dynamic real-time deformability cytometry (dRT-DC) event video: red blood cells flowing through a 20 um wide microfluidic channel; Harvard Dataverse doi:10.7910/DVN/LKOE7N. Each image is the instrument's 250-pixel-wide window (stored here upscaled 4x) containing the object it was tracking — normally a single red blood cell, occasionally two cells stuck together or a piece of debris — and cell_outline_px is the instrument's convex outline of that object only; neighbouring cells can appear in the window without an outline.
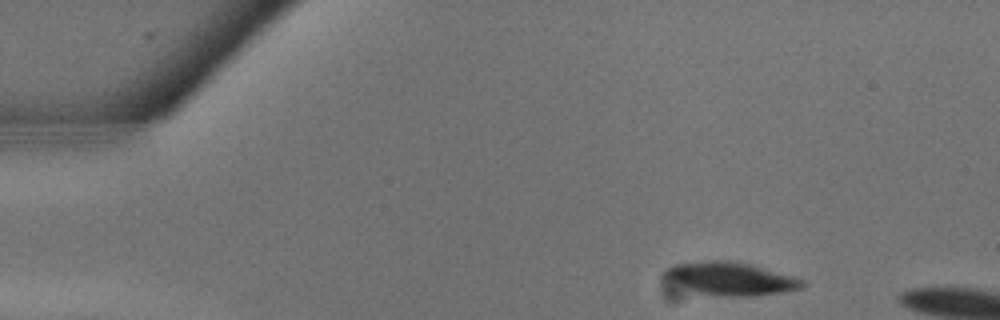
{"species": "common noctule bat (a hibernating species)", "species_latin": "Nyctalus noctula", "temperature_condition": "warm", "stored_images_in_passage": 6, "camera_frame_rate_fps": 3000, "um_per_image_px": 0.085, "animal": {"sex": "male", "body_mass_g": 13.3}, "frame": {"image": 1, "passage_image": 2, "time_ms": 0.333, "image_size_px": [1000, 320], "cell_outline_px": [[808, 284], [804, 288], [780, 292], [752, 296], [720, 296], [700, 292], [664, 280], [660, 272], [664, 268], [672, 264], [700, 260], [736, 260], [752, 264], [792, 276], [804, 280]], "centroid_in_image_um": [62.05, 23.65], "position_along_channel_um": 23.0, "area_um2": 26.93}}